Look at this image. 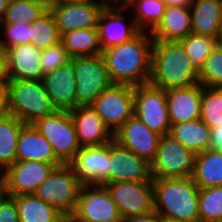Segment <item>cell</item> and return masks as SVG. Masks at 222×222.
Listing matches in <instances>:
<instances>
[{"label": "cell", "instance_id": "obj_1", "mask_svg": "<svg viewBox=\"0 0 222 222\" xmlns=\"http://www.w3.org/2000/svg\"><path fill=\"white\" fill-rule=\"evenodd\" d=\"M153 42L151 32L140 31L131 40L102 50L113 84L139 86L149 83Z\"/></svg>", "mask_w": 222, "mask_h": 222}, {"label": "cell", "instance_id": "obj_2", "mask_svg": "<svg viewBox=\"0 0 222 222\" xmlns=\"http://www.w3.org/2000/svg\"><path fill=\"white\" fill-rule=\"evenodd\" d=\"M199 83L193 66L179 41L154 40L149 84L168 90Z\"/></svg>", "mask_w": 222, "mask_h": 222}, {"label": "cell", "instance_id": "obj_3", "mask_svg": "<svg viewBox=\"0 0 222 222\" xmlns=\"http://www.w3.org/2000/svg\"><path fill=\"white\" fill-rule=\"evenodd\" d=\"M154 210L161 216L183 222H199L200 189L192 177L153 179Z\"/></svg>", "mask_w": 222, "mask_h": 222}, {"label": "cell", "instance_id": "obj_4", "mask_svg": "<svg viewBox=\"0 0 222 222\" xmlns=\"http://www.w3.org/2000/svg\"><path fill=\"white\" fill-rule=\"evenodd\" d=\"M56 110L42 80H8L7 114L24 124H34Z\"/></svg>", "mask_w": 222, "mask_h": 222}, {"label": "cell", "instance_id": "obj_5", "mask_svg": "<svg viewBox=\"0 0 222 222\" xmlns=\"http://www.w3.org/2000/svg\"><path fill=\"white\" fill-rule=\"evenodd\" d=\"M82 185L72 167L62 164L53 169L34 195L52 205L65 217H70L75 210Z\"/></svg>", "mask_w": 222, "mask_h": 222}, {"label": "cell", "instance_id": "obj_6", "mask_svg": "<svg viewBox=\"0 0 222 222\" xmlns=\"http://www.w3.org/2000/svg\"><path fill=\"white\" fill-rule=\"evenodd\" d=\"M33 125L51 144L62 164H69L81 149L70 111L56 110Z\"/></svg>", "mask_w": 222, "mask_h": 222}, {"label": "cell", "instance_id": "obj_7", "mask_svg": "<svg viewBox=\"0 0 222 222\" xmlns=\"http://www.w3.org/2000/svg\"><path fill=\"white\" fill-rule=\"evenodd\" d=\"M78 106L91 105L113 83L101 54L72 57Z\"/></svg>", "mask_w": 222, "mask_h": 222}, {"label": "cell", "instance_id": "obj_8", "mask_svg": "<svg viewBox=\"0 0 222 222\" xmlns=\"http://www.w3.org/2000/svg\"><path fill=\"white\" fill-rule=\"evenodd\" d=\"M195 154L170 135L160 138L157 154L151 163L152 179L192 177Z\"/></svg>", "mask_w": 222, "mask_h": 222}, {"label": "cell", "instance_id": "obj_9", "mask_svg": "<svg viewBox=\"0 0 222 222\" xmlns=\"http://www.w3.org/2000/svg\"><path fill=\"white\" fill-rule=\"evenodd\" d=\"M134 115L159 135H169L166 90L144 84L134 86Z\"/></svg>", "mask_w": 222, "mask_h": 222}, {"label": "cell", "instance_id": "obj_10", "mask_svg": "<svg viewBox=\"0 0 222 222\" xmlns=\"http://www.w3.org/2000/svg\"><path fill=\"white\" fill-rule=\"evenodd\" d=\"M114 134L134 115V86L112 84L91 104Z\"/></svg>", "mask_w": 222, "mask_h": 222}, {"label": "cell", "instance_id": "obj_11", "mask_svg": "<svg viewBox=\"0 0 222 222\" xmlns=\"http://www.w3.org/2000/svg\"><path fill=\"white\" fill-rule=\"evenodd\" d=\"M103 186L110 193L124 219L154 210L153 181L110 182Z\"/></svg>", "mask_w": 222, "mask_h": 222}, {"label": "cell", "instance_id": "obj_12", "mask_svg": "<svg viewBox=\"0 0 222 222\" xmlns=\"http://www.w3.org/2000/svg\"><path fill=\"white\" fill-rule=\"evenodd\" d=\"M70 217L75 222H104L122 216L103 185H82Z\"/></svg>", "mask_w": 222, "mask_h": 222}, {"label": "cell", "instance_id": "obj_13", "mask_svg": "<svg viewBox=\"0 0 222 222\" xmlns=\"http://www.w3.org/2000/svg\"><path fill=\"white\" fill-rule=\"evenodd\" d=\"M110 143L82 147L69 165L83 185L109 183Z\"/></svg>", "mask_w": 222, "mask_h": 222}, {"label": "cell", "instance_id": "obj_14", "mask_svg": "<svg viewBox=\"0 0 222 222\" xmlns=\"http://www.w3.org/2000/svg\"><path fill=\"white\" fill-rule=\"evenodd\" d=\"M126 10L124 4L107 3L101 11L97 29L102 50L127 42L140 32L133 17H130L131 23L125 20Z\"/></svg>", "mask_w": 222, "mask_h": 222}, {"label": "cell", "instance_id": "obj_15", "mask_svg": "<svg viewBox=\"0 0 222 222\" xmlns=\"http://www.w3.org/2000/svg\"><path fill=\"white\" fill-rule=\"evenodd\" d=\"M107 3L103 0L88 3H53L48 10L53 15L59 34L97 28L101 11Z\"/></svg>", "mask_w": 222, "mask_h": 222}, {"label": "cell", "instance_id": "obj_16", "mask_svg": "<svg viewBox=\"0 0 222 222\" xmlns=\"http://www.w3.org/2000/svg\"><path fill=\"white\" fill-rule=\"evenodd\" d=\"M160 138L161 135L149 129L135 115L114 133V141L150 164L156 157Z\"/></svg>", "mask_w": 222, "mask_h": 222}, {"label": "cell", "instance_id": "obj_17", "mask_svg": "<svg viewBox=\"0 0 222 222\" xmlns=\"http://www.w3.org/2000/svg\"><path fill=\"white\" fill-rule=\"evenodd\" d=\"M57 166L35 160L16 161L6 168L8 195L34 194Z\"/></svg>", "mask_w": 222, "mask_h": 222}, {"label": "cell", "instance_id": "obj_18", "mask_svg": "<svg viewBox=\"0 0 222 222\" xmlns=\"http://www.w3.org/2000/svg\"><path fill=\"white\" fill-rule=\"evenodd\" d=\"M153 181L151 164L116 141L110 142L109 183Z\"/></svg>", "mask_w": 222, "mask_h": 222}, {"label": "cell", "instance_id": "obj_19", "mask_svg": "<svg viewBox=\"0 0 222 222\" xmlns=\"http://www.w3.org/2000/svg\"><path fill=\"white\" fill-rule=\"evenodd\" d=\"M43 84L57 110L71 111L77 107L76 80L73 61L44 75Z\"/></svg>", "mask_w": 222, "mask_h": 222}, {"label": "cell", "instance_id": "obj_20", "mask_svg": "<svg viewBox=\"0 0 222 222\" xmlns=\"http://www.w3.org/2000/svg\"><path fill=\"white\" fill-rule=\"evenodd\" d=\"M70 114L81 148L101 146L114 140V134L91 105L78 106Z\"/></svg>", "mask_w": 222, "mask_h": 222}, {"label": "cell", "instance_id": "obj_21", "mask_svg": "<svg viewBox=\"0 0 222 222\" xmlns=\"http://www.w3.org/2000/svg\"><path fill=\"white\" fill-rule=\"evenodd\" d=\"M202 92L201 83L166 90L171 125L200 119Z\"/></svg>", "mask_w": 222, "mask_h": 222}, {"label": "cell", "instance_id": "obj_22", "mask_svg": "<svg viewBox=\"0 0 222 222\" xmlns=\"http://www.w3.org/2000/svg\"><path fill=\"white\" fill-rule=\"evenodd\" d=\"M41 50L32 44L15 45L6 50L9 79L42 80Z\"/></svg>", "mask_w": 222, "mask_h": 222}, {"label": "cell", "instance_id": "obj_23", "mask_svg": "<svg viewBox=\"0 0 222 222\" xmlns=\"http://www.w3.org/2000/svg\"><path fill=\"white\" fill-rule=\"evenodd\" d=\"M32 160L62 165L56 158L51 144L34 125L24 124L18 137L16 161Z\"/></svg>", "mask_w": 222, "mask_h": 222}, {"label": "cell", "instance_id": "obj_24", "mask_svg": "<svg viewBox=\"0 0 222 222\" xmlns=\"http://www.w3.org/2000/svg\"><path fill=\"white\" fill-rule=\"evenodd\" d=\"M191 32L220 38L222 0H194L190 6Z\"/></svg>", "mask_w": 222, "mask_h": 222}, {"label": "cell", "instance_id": "obj_25", "mask_svg": "<svg viewBox=\"0 0 222 222\" xmlns=\"http://www.w3.org/2000/svg\"><path fill=\"white\" fill-rule=\"evenodd\" d=\"M190 33V7L167 6L162 21L151 35L154 40L180 41Z\"/></svg>", "mask_w": 222, "mask_h": 222}, {"label": "cell", "instance_id": "obj_26", "mask_svg": "<svg viewBox=\"0 0 222 222\" xmlns=\"http://www.w3.org/2000/svg\"><path fill=\"white\" fill-rule=\"evenodd\" d=\"M192 180L199 189L222 186V151L195 154Z\"/></svg>", "mask_w": 222, "mask_h": 222}, {"label": "cell", "instance_id": "obj_27", "mask_svg": "<svg viewBox=\"0 0 222 222\" xmlns=\"http://www.w3.org/2000/svg\"><path fill=\"white\" fill-rule=\"evenodd\" d=\"M169 135L194 154L209 148L210 128L201 119L171 125Z\"/></svg>", "mask_w": 222, "mask_h": 222}, {"label": "cell", "instance_id": "obj_28", "mask_svg": "<svg viewBox=\"0 0 222 222\" xmlns=\"http://www.w3.org/2000/svg\"><path fill=\"white\" fill-rule=\"evenodd\" d=\"M17 205L19 222H62L65 216L34 194L12 196Z\"/></svg>", "mask_w": 222, "mask_h": 222}, {"label": "cell", "instance_id": "obj_29", "mask_svg": "<svg viewBox=\"0 0 222 222\" xmlns=\"http://www.w3.org/2000/svg\"><path fill=\"white\" fill-rule=\"evenodd\" d=\"M60 42L71 57L94 56L102 53L97 28L66 32L61 35Z\"/></svg>", "mask_w": 222, "mask_h": 222}, {"label": "cell", "instance_id": "obj_30", "mask_svg": "<svg viewBox=\"0 0 222 222\" xmlns=\"http://www.w3.org/2000/svg\"><path fill=\"white\" fill-rule=\"evenodd\" d=\"M132 10V17L140 31L152 32L162 21L167 5L163 0H126L123 3Z\"/></svg>", "mask_w": 222, "mask_h": 222}, {"label": "cell", "instance_id": "obj_31", "mask_svg": "<svg viewBox=\"0 0 222 222\" xmlns=\"http://www.w3.org/2000/svg\"><path fill=\"white\" fill-rule=\"evenodd\" d=\"M24 123L10 114L0 116V167L16 162L17 143Z\"/></svg>", "mask_w": 222, "mask_h": 222}, {"label": "cell", "instance_id": "obj_32", "mask_svg": "<svg viewBox=\"0 0 222 222\" xmlns=\"http://www.w3.org/2000/svg\"><path fill=\"white\" fill-rule=\"evenodd\" d=\"M48 8L31 0H10L0 24H31L39 19Z\"/></svg>", "mask_w": 222, "mask_h": 222}, {"label": "cell", "instance_id": "obj_33", "mask_svg": "<svg viewBox=\"0 0 222 222\" xmlns=\"http://www.w3.org/2000/svg\"><path fill=\"white\" fill-rule=\"evenodd\" d=\"M184 47L193 66L199 72L206 58L220 43L219 39L202 34L190 33L179 41Z\"/></svg>", "mask_w": 222, "mask_h": 222}, {"label": "cell", "instance_id": "obj_34", "mask_svg": "<svg viewBox=\"0 0 222 222\" xmlns=\"http://www.w3.org/2000/svg\"><path fill=\"white\" fill-rule=\"evenodd\" d=\"M60 39L61 35L49 10L30 24V44L36 48H49L58 44Z\"/></svg>", "mask_w": 222, "mask_h": 222}, {"label": "cell", "instance_id": "obj_35", "mask_svg": "<svg viewBox=\"0 0 222 222\" xmlns=\"http://www.w3.org/2000/svg\"><path fill=\"white\" fill-rule=\"evenodd\" d=\"M198 212L199 222L222 220V186L200 189Z\"/></svg>", "mask_w": 222, "mask_h": 222}, {"label": "cell", "instance_id": "obj_36", "mask_svg": "<svg viewBox=\"0 0 222 222\" xmlns=\"http://www.w3.org/2000/svg\"><path fill=\"white\" fill-rule=\"evenodd\" d=\"M200 119L210 129L222 124V87L203 86Z\"/></svg>", "mask_w": 222, "mask_h": 222}, {"label": "cell", "instance_id": "obj_37", "mask_svg": "<svg viewBox=\"0 0 222 222\" xmlns=\"http://www.w3.org/2000/svg\"><path fill=\"white\" fill-rule=\"evenodd\" d=\"M199 83L205 87H222V44L206 58L199 71Z\"/></svg>", "mask_w": 222, "mask_h": 222}, {"label": "cell", "instance_id": "obj_38", "mask_svg": "<svg viewBox=\"0 0 222 222\" xmlns=\"http://www.w3.org/2000/svg\"><path fill=\"white\" fill-rule=\"evenodd\" d=\"M3 34L0 37V48L4 51L20 44H30V24H0ZM5 35V36H4Z\"/></svg>", "mask_w": 222, "mask_h": 222}, {"label": "cell", "instance_id": "obj_39", "mask_svg": "<svg viewBox=\"0 0 222 222\" xmlns=\"http://www.w3.org/2000/svg\"><path fill=\"white\" fill-rule=\"evenodd\" d=\"M66 48L61 42L41 50L40 61L43 74H47L65 65L71 60Z\"/></svg>", "mask_w": 222, "mask_h": 222}, {"label": "cell", "instance_id": "obj_40", "mask_svg": "<svg viewBox=\"0 0 222 222\" xmlns=\"http://www.w3.org/2000/svg\"><path fill=\"white\" fill-rule=\"evenodd\" d=\"M0 222H19L17 205L10 195L0 201Z\"/></svg>", "mask_w": 222, "mask_h": 222}, {"label": "cell", "instance_id": "obj_41", "mask_svg": "<svg viewBox=\"0 0 222 222\" xmlns=\"http://www.w3.org/2000/svg\"><path fill=\"white\" fill-rule=\"evenodd\" d=\"M209 150L222 151V124L210 129Z\"/></svg>", "mask_w": 222, "mask_h": 222}, {"label": "cell", "instance_id": "obj_42", "mask_svg": "<svg viewBox=\"0 0 222 222\" xmlns=\"http://www.w3.org/2000/svg\"><path fill=\"white\" fill-rule=\"evenodd\" d=\"M126 222H161V216L155 211L143 215L131 216L125 219Z\"/></svg>", "mask_w": 222, "mask_h": 222}, {"label": "cell", "instance_id": "obj_43", "mask_svg": "<svg viewBox=\"0 0 222 222\" xmlns=\"http://www.w3.org/2000/svg\"><path fill=\"white\" fill-rule=\"evenodd\" d=\"M8 82H0V116L7 114Z\"/></svg>", "mask_w": 222, "mask_h": 222}, {"label": "cell", "instance_id": "obj_44", "mask_svg": "<svg viewBox=\"0 0 222 222\" xmlns=\"http://www.w3.org/2000/svg\"><path fill=\"white\" fill-rule=\"evenodd\" d=\"M8 66H7V58L6 51L0 48V82H8Z\"/></svg>", "mask_w": 222, "mask_h": 222}, {"label": "cell", "instance_id": "obj_45", "mask_svg": "<svg viewBox=\"0 0 222 222\" xmlns=\"http://www.w3.org/2000/svg\"><path fill=\"white\" fill-rule=\"evenodd\" d=\"M0 201L8 195L6 168L0 167Z\"/></svg>", "mask_w": 222, "mask_h": 222}, {"label": "cell", "instance_id": "obj_46", "mask_svg": "<svg viewBox=\"0 0 222 222\" xmlns=\"http://www.w3.org/2000/svg\"><path fill=\"white\" fill-rule=\"evenodd\" d=\"M167 6L190 7L194 0H163Z\"/></svg>", "mask_w": 222, "mask_h": 222}, {"label": "cell", "instance_id": "obj_47", "mask_svg": "<svg viewBox=\"0 0 222 222\" xmlns=\"http://www.w3.org/2000/svg\"><path fill=\"white\" fill-rule=\"evenodd\" d=\"M10 0H0V23L4 18Z\"/></svg>", "mask_w": 222, "mask_h": 222}, {"label": "cell", "instance_id": "obj_48", "mask_svg": "<svg viewBox=\"0 0 222 222\" xmlns=\"http://www.w3.org/2000/svg\"><path fill=\"white\" fill-rule=\"evenodd\" d=\"M97 0H55L54 3H68V4H74V3H88L93 2Z\"/></svg>", "mask_w": 222, "mask_h": 222}, {"label": "cell", "instance_id": "obj_49", "mask_svg": "<svg viewBox=\"0 0 222 222\" xmlns=\"http://www.w3.org/2000/svg\"><path fill=\"white\" fill-rule=\"evenodd\" d=\"M31 1L39 2L45 5L47 8H49L55 2V0H31Z\"/></svg>", "mask_w": 222, "mask_h": 222}, {"label": "cell", "instance_id": "obj_50", "mask_svg": "<svg viewBox=\"0 0 222 222\" xmlns=\"http://www.w3.org/2000/svg\"><path fill=\"white\" fill-rule=\"evenodd\" d=\"M104 222H126V220L123 217H118V218L109 219Z\"/></svg>", "mask_w": 222, "mask_h": 222}, {"label": "cell", "instance_id": "obj_51", "mask_svg": "<svg viewBox=\"0 0 222 222\" xmlns=\"http://www.w3.org/2000/svg\"><path fill=\"white\" fill-rule=\"evenodd\" d=\"M161 222H183V221L169 219V218H166V217H161Z\"/></svg>", "mask_w": 222, "mask_h": 222}, {"label": "cell", "instance_id": "obj_52", "mask_svg": "<svg viewBox=\"0 0 222 222\" xmlns=\"http://www.w3.org/2000/svg\"><path fill=\"white\" fill-rule=\"evenodd\" d=\"M105 1L106 3H121L123 4L126 0H103Z\"/></svg>", "mask_w": 222, "mask_h": 222}, {"label": "cell", "instance_id": "obj_53", "mask_svg": "<svg viewBox=\"0 0 222 222\" xmlns=\"http://www.w3.org/2000/svg\"><path fill=\"white\" fill-rule=\"evenodd\" d=\"M62 222H75L71 217H65Z\"/></svg>", "mask_w": 222, "mask_h": 222}, {"label": "cell", "instance_id": "obj_54", "mask_svg": "<svg viewBox=\"0 0 222 222\" xmlns=\"http://www.w3.org/2000/svg\"><path fill=\"white\" fill-rule=\"evenodd\" d=\"M219 41L222 44V30H221V35H220Z\"/></svg>", "mask_w": 222, "mask_h": 222}]
</instances>
